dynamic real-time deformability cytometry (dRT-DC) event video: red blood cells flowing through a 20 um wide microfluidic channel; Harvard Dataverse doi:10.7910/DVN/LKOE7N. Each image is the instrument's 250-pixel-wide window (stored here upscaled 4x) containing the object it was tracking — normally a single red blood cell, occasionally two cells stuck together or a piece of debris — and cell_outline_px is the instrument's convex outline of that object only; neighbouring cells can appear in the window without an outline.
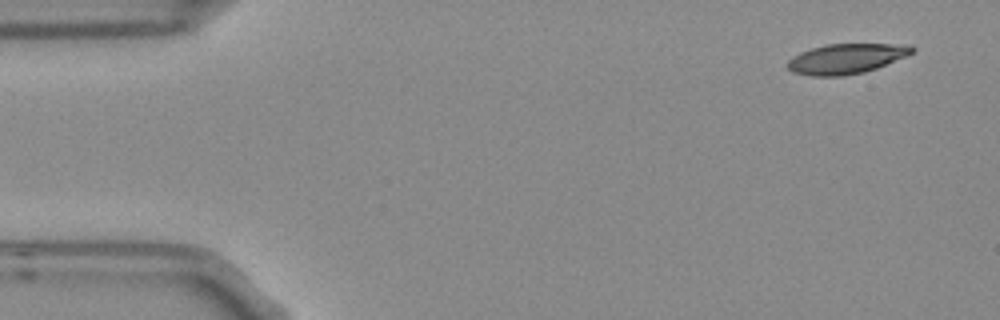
{"species": "Egyptian fruit bat (a non-hibernating species)", "species_latin": "Rousettus aegyptiacus", "temperature_condition": "room temperature", "stored_images_in_passage": 4, "camera_frame_rate_fps": 3000, "um_per_image_px": 0.085, "frame": {"image": 1, "passage_image": 1, "time_ms": 0.0, "image_size_px": [1000, 320], "cell_outline_px": [[916, 52], [908, 56], [876, 68], [864, 72], [840, 76], [812, 76], [792, 72], [784, 64], [792, 56], [800, 52], [824, 44], [908, 44], [916, 48]], "centroid_in_image_um": [71.94, 4.98], "position_along_channel_um": 13.1, "area_um2": 22.08}}